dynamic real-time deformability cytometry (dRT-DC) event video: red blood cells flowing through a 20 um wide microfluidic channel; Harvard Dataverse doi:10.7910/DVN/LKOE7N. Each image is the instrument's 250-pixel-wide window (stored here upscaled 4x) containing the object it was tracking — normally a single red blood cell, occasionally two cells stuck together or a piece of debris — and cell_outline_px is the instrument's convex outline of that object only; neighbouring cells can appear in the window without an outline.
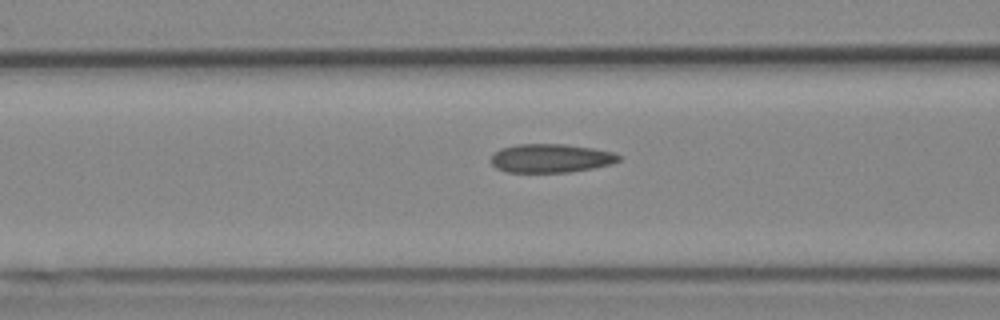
{"species": "Egyptian fruit bat (a non-hibernating species)", "species_latin": "Rousettus aegyptiacus", "temperature_condition": "cold", "stored_images_in_passage": 9, "segment_of_instrument_passage": [1, 2], "camera_frame_rate_fps": 3000, "um_per_image_px": 0.085, "animal": {"sex": "female"}, "frame": {"image": 1, "passage_image": 7, "time_ms": 2.0, "image_size_px": [1000, 320], "cell_outline_px": [[620, 160], [612, 164], [592, 168], [568, 172], [504, 172], [496, 168], [492, 164], [492, 156], [500, 148], [516, 144], [564, 144], [592, 148], [612, 152], [620, 156]], "centroid_in_image_um": [46.8, 13.45], "position_along_channel_um": 119.8, "area_um2": 21.27}}
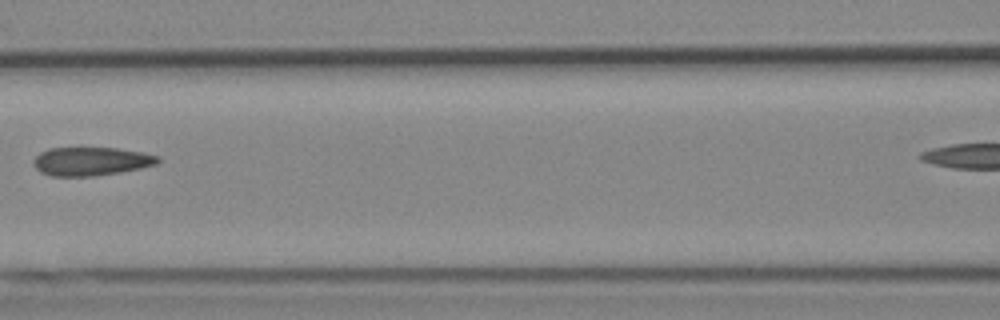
{"frame": {"image": 2, "passage_image": 8, "time_ms": 2.333, "image_size_px": [1000, 320], "cell_outline_px": [[160, 160], [156, 164], [140, 168], [120, 172], [92, 176], [48, 176], [40, 172], [32, 164], [32, 160], [40, 152], [48, 148], [116, 148], [144, 152], [160, 156]], "centroid_in_image_um": [7.72, 13.71], "position_along_channel_um": 158.9, "area_um2": 20.81}}